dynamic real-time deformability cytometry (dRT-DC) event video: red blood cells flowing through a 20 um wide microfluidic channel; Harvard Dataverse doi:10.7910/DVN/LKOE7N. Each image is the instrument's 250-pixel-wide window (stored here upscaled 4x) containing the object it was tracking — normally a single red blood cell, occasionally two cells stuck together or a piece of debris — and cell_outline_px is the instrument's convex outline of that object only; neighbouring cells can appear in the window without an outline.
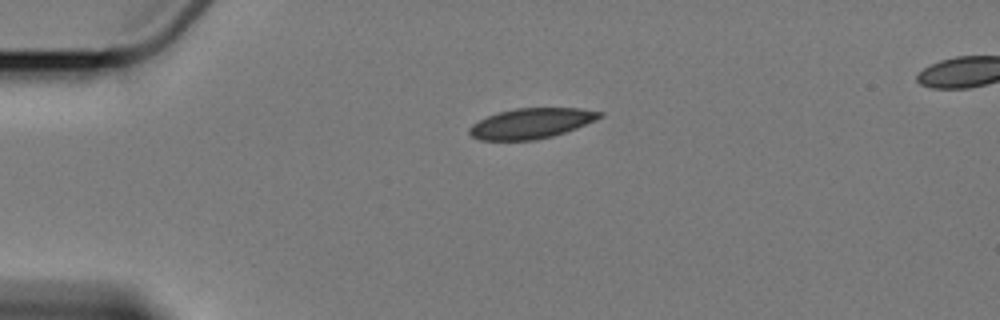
{"species": "Egyptian fruit bat (a non-hibernating species)", "species_latin": "Rousettus aegyptiacus", "temperature_condition": "cold", "stored_images_in_passage": 3, "segment_of_instrument_passage": [1, 2], "camera_frame_rate_fps": 3000, "um_per_image_px": 0.085, "animal": {"sex": "female"}, "frame": {"image": 1, "passage_image": 1, "time_ms": 0.0, "image_size_px": [1000, 320], "cell_outline_px": [[604, 116], [576, 128], [552, 136], [536, 140], [480, 140], [472, 136], [468, 132], [468, 128], [472, 124], [488, 116], [500, 112], [516, 108], [580, 108], [604, 112]], "centroid_in_image_um": [45.17, 10.48], "position_along_channel_um": 39.8, "area_um2": 22.89}}